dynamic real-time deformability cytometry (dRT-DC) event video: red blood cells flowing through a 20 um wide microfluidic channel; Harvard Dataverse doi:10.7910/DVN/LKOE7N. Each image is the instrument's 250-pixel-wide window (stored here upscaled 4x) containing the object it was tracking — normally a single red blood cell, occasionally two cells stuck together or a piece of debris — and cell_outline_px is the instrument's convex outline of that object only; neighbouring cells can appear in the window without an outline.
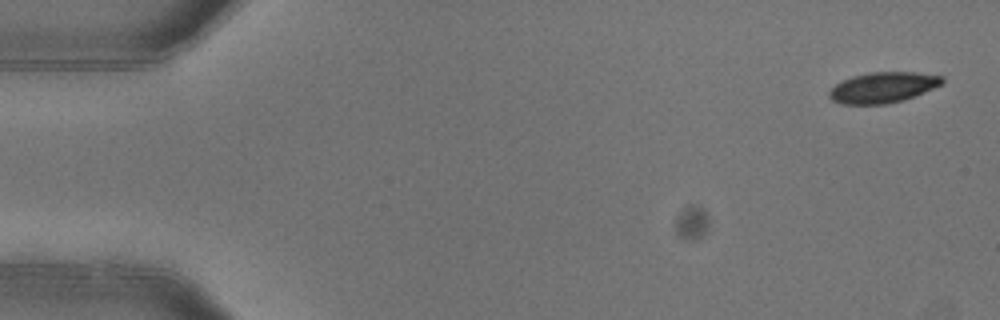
{"species": "common noctule bat (a hibernating species)", "species_latin": "Nyctalus noctula", "temperature_condition": "warm", "stored_images_in_passage": 6, "segment_of_instrument_passage": [1, 2], "camera_frame_rate_fps": 3000, "um_per_image_px": 0.085, "animal": {"sex": "female"}, "frame": {"image": 1, "passage_image": 1, "time_ms": 0.0, "image_size_px": [1000, 320], "cell_outline_px": [[944, 84], [904, 100], [884, 104], [844, 104], [832, 100], [828, 96], [828, 92], [836, 84], [852, 76], [872, 72], [916, 72], [944, 76]], "centroid_in_image_um": [75.08, 7.43], "position_along_channel_um": 9.9, "area_um2": 20.17}}
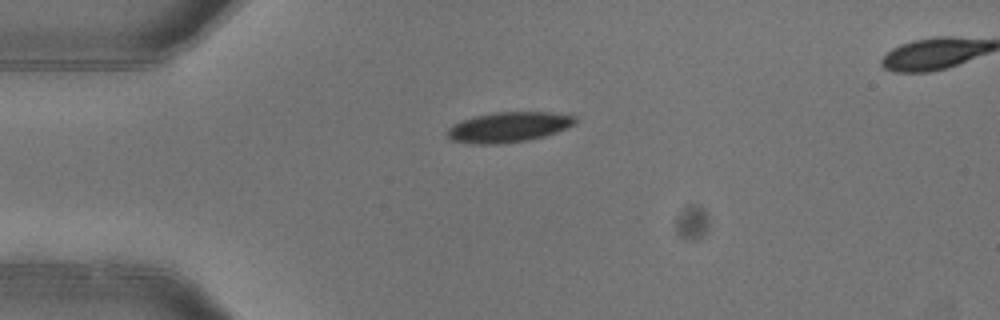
{"frame": {"image": 2, "passage_image": 4, "time_ms": 1.0, "image_size_px": [1000, 320], "cell_outline_px": [[576, 120], [572, 124], [556, 132], [544, 136], [528, 140], [496, 144], [476, 144], [452, 140], [444, 132], [448, 128], [464, 120], [476, 116], [496, 112], [548, 112], [576, 116]], "centroid_in_image_um": [43.21, 10.81], "position_along_channel_um": 41.8, "area_um2": 22.08}}